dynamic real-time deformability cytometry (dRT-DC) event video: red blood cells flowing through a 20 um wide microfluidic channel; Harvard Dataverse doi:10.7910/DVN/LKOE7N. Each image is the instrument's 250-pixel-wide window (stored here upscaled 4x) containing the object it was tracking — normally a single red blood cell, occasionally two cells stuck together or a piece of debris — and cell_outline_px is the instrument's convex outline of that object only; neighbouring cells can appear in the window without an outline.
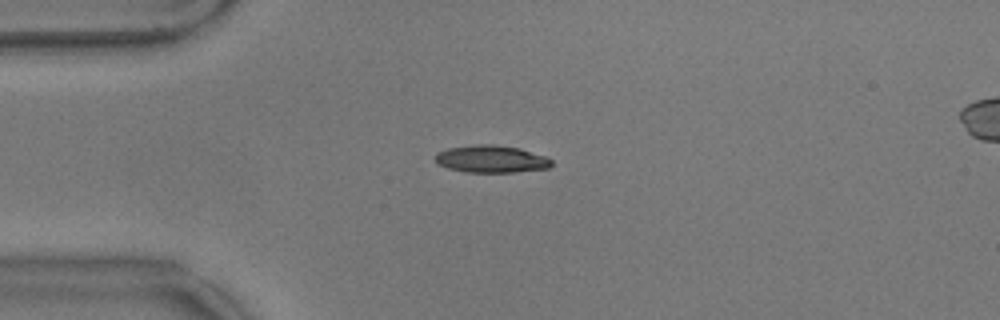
{"species": "common noctule bat (a hibernating species)", "species_latin": "Nyctalus noctula", "temperature_condition": "warm", "stored_images_in_passage": 58, "camera_frame_rate_fps": 3000, "um_per_image_px": 0.085, "animal": {"sex": "male", "body_mass_g": 17.9}, "frame": {"image": 1, "passage_image": 15, "time_ms": 4.667, "image_size_px": [1000, 320], "cell_outline_px": [[552, 164], [548, 168], [512, 172], [468, 172], [448, 168], [436, 164], [436, 152], [448, 148], [476, 144], [492, 144], [520, 148], [548, 156], [552, 160]], "centroid_in_image_um": [41.77, 13.51], "position_along_channel_um": 43.2, "area_um2": 18.61}}
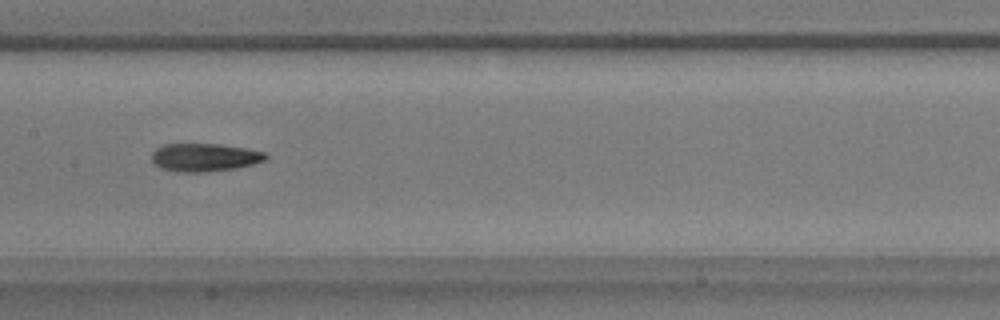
{"frame": {"image": 2, "passage_image": 29, "time_ms": 9.333, "image_size_px": [1000, 320], "cell_outline_px": [[268, 156], [264, 160], [252, 164], [236, 168], [204, 172], [176, 172], [160, 168], [152, 164], [152, 152], [156, 148], [164, 144], [216, 144], [248, 148], [264, 152]], "centroid_in_image_um": [17.34, 13.38], "position_along_channel_um": 190.1, "area_um2": 18.73}}
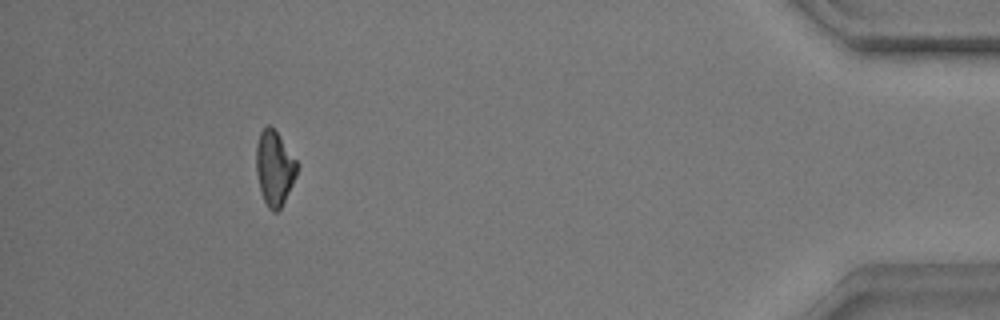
{"frame": {"image": 3, "passage_image": 53, "time_ms": 17.333, "image_size_px": [1000, 320], "cell_outline_px": [[296, 176], [280, 208], [276, 212], [272, 212], [268, 208], [264, 200], [260, 188], [256, 172], [256, 144], [260, 132], [268, 124], [276, 132], [296, 160]], "centroid_in_image_um": [23.3, 14.29], "position_along_channel_um": 411.9, "area_um2": 17.28}, "authors_computed_cell_mechanics": {"area_um2": 18.1492, "velocity_mm_per_s": 3.5461, "shape_relaxation_time_tau1_ms": 9.0483, "shape_relaxation_time_tau2_ms": 4.865, "deformation_change_tau1": 0.2103, "deformation_change_tau2": 0.1259}}